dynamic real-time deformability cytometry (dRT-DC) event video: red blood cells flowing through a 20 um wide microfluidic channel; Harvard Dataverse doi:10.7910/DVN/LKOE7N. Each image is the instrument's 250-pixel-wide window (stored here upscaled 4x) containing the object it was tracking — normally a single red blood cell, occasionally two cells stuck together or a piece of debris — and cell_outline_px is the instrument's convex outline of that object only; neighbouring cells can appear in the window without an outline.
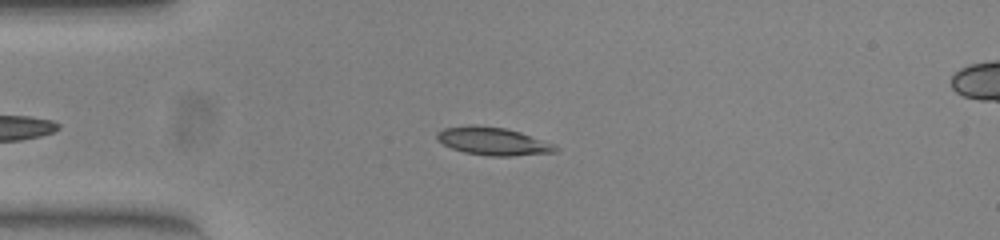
{"species": "common noctule bat (a hibernating species)", "species_latin": "Nyctalus noctula", "temperature_condition": "warm", "stored_images_in_passage": 48, "camera_frame_rate_fps": 3000, "um_per_image_px": 0.085, "animal": {"sex": "female", "body_mass_g": 23.0, "forearm_length_mm": 53.4}, "frame": {"image": 1, "passage_image": 13, "time_ms": 4.0, "image_size_px": [1000, 240], "cell_outline_px": [[560, 148], [556, 152], [512, 156], [488, 156], [464, 152], [452, 148], [436, 140], [436, 132], [444, 128], [468, 124], [476, 124], [504, 128], [520, 132], [556, 144]], "centroid_in_image_um": [41.91, 12.0], "position_along_channel_um": 43.1, "area_um2": 19.54}}
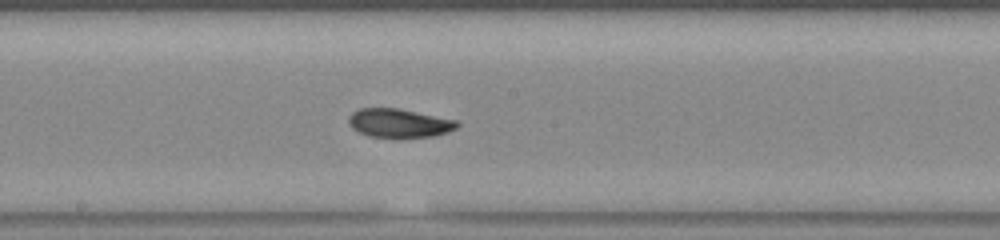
{"frame": {"image": 2, "passage_image": 28, "time_ms": 9.0, "image_size_px": [1000, 240], "cell_outline_px": [[460, 124], [456, 128], [448, 132], [432, 136], [404, 140], [396, 140], [368, 136], [352, 128], [348, 124], [348, 116], [352, 112], [360, 108], [400, 108], [456, 120]], "centroid_in_image_um": [33.91, 10.5], "position_along_channel_um": 214.3, "area_um2": 18.96}}
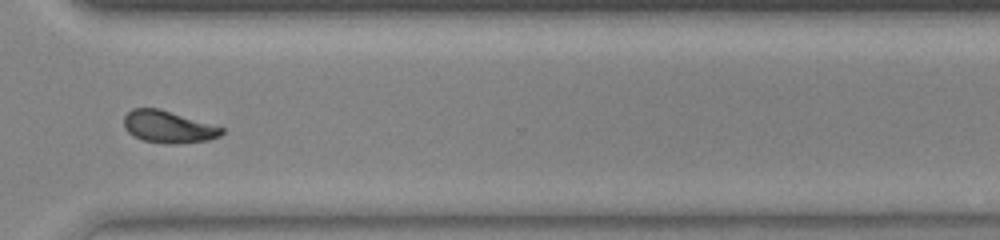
{"frame": {"image": 3, "passage_image": 39, "time_ms": 12.667, "image_size_px": [1000, 240], "cell_outline_px": [[224, 132], [220, 136], [208, 140], [172, 144], [144, 140], [132, 136], [124, 128], [124, 116], [132, 108], [160, 108], [224, 128]], "centroid_in_image_um": [14.28, 10.77], "position_along_channel_um": 356.3, "area_um2": 18.21}, "authors_computed_cell_mechanics": {"area_um2": 18.3515, "velocity_mm_per_s": 3.8674, "shape_relaxation_time_tau1_ms": 6.2182, "shape_relaxation_time_tau2_ms": 2.0623, "deformation_change_tau1": 0.1507, "deformation_change_tau2": 0.0581}}